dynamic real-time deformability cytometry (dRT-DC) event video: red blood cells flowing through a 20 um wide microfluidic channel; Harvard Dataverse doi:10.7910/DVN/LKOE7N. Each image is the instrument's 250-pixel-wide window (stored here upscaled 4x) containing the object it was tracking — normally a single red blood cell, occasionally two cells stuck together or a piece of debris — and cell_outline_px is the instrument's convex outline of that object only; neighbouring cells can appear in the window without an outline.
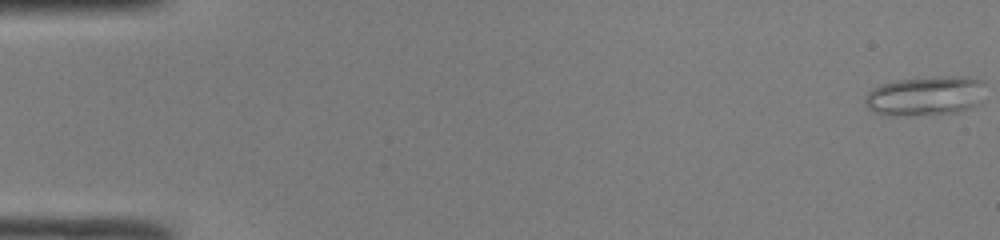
{"species": "common noctule bat (a hibernating species)", "species_latin": "Nyctalus noctula", "temperature_condition": "room temperature", "stored_images_in_passage": 49, "camera_frame_rate_fps": 3000, "um_per_image_px": 0.085, "animal": {"sex": "male", "body_mass_g": 19.0, "forearm_length_mm": 50.8}, "frame": {"image": 1, "passage_image": 1, "time_ms": 0.0, "image_size_px": [1000, 240], "cell_outline_px": [[984, 84], [980, 104], [956, 112], [896, 116], [888, 116], [876, 112], [868, 108], [864, 100], [864, 96], [872, 88], [896, 80], [948, 76], [964, 76], [984, 80]], "centroid_in_image_um": [78.66, 8.14], "position_along_channel_um": 6.3, "area_um2": 27.57}}
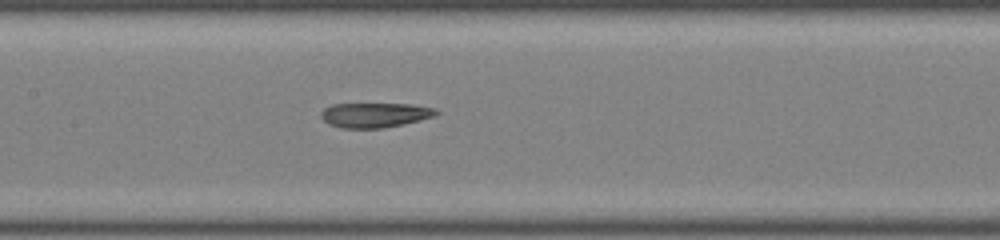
{"frame": {"image": 2, "passage_image": 24, "time_ms": 7.667, "image_size_px": [1000, 240], "cell_outline_px": [[440, 112], [432, 116], [420, 120], [384, 128], [340, 128], [328, 124], [320, 116], [320, 112], [324, 108], [332, 104], [412, 104], [436, 108]], "centroid_in_image_um": [31.84, 9.77], "position_along_channel_um": 175.6, "area_um2": 16.65}}
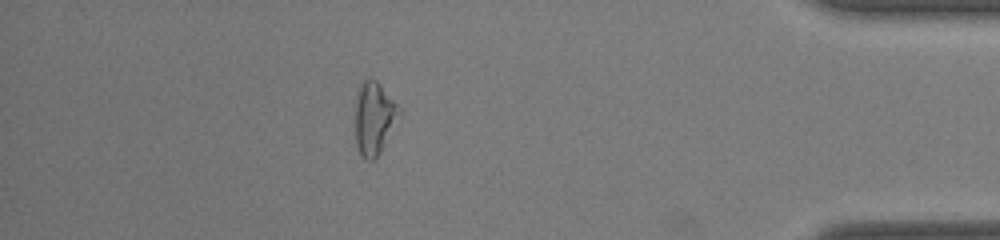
{"frame": {"image": 3, "passage_image": 43, "time_ms": 14.0, "image_size_px": [1000, 240], "cell_outline_px": [[400, 112], [380, 152], [372, 160], [364, 160], [360, 156], [356, 144], [356, 100], [360, 84], [368, 76], [372, 76], [380, 84], [400, 108]], "centroid_in_image_um": [31.76, 10.02], "position_along_channel_um": 403.4, "area_um2": 18.26}, "authors_computed_cell_mechanics": {"area_um2": 19.0162, "velocity_mm_per_s": 4.2429, "shape_relaxation_time_tau1_ms": null, "shape_relaxation_time_tau2_ms": 2.2704, "deformation_change_tau1": null, "deformation_change_tau2": 0.1322}}